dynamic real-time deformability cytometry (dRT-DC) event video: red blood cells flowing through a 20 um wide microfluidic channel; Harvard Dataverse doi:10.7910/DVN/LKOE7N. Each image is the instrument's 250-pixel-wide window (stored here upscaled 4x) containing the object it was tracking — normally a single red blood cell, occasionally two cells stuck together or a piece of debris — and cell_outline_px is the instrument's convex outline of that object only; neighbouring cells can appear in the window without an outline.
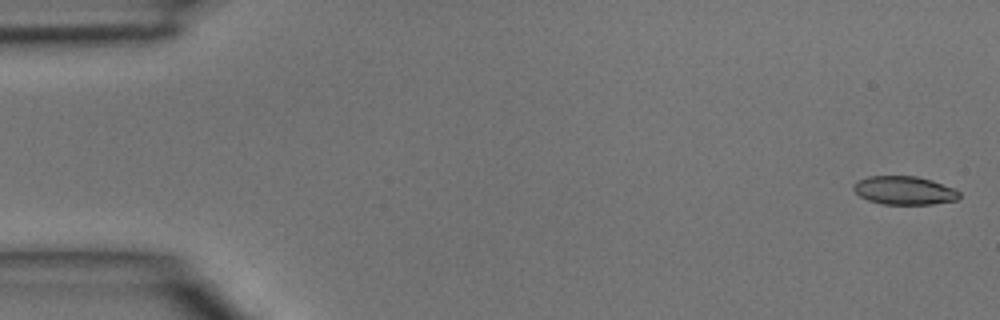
{"species": "common noctule bat (a hibernating species)", "species_latin": "Nyctalus noctula", "temperature_condition": "room temperature", "stored_images_in_passage": 43, "camera_frame_rate_fps": 3000, "um_per_image_px": 0.085, "animal": {"sex": "male", "body_mass_g": 15.6}, "frame": {"image": 1, "passage_image": 1, "time_ms": 0.0, "image_size_px": [1000, 320], "cell_outline_px": [[960, 196], [956, 200], [932, 204], [884, 204], [868, 200], [860, 196], [852, 188], [852, 184], [856, 180], [868, 176], [916, 176], [932, 180], [956, 188], [960, 192]], "centroid_in_image_um": [76.86, 16.17], "position_along_channel_um": 8.1, "area_um2": 17.69}}
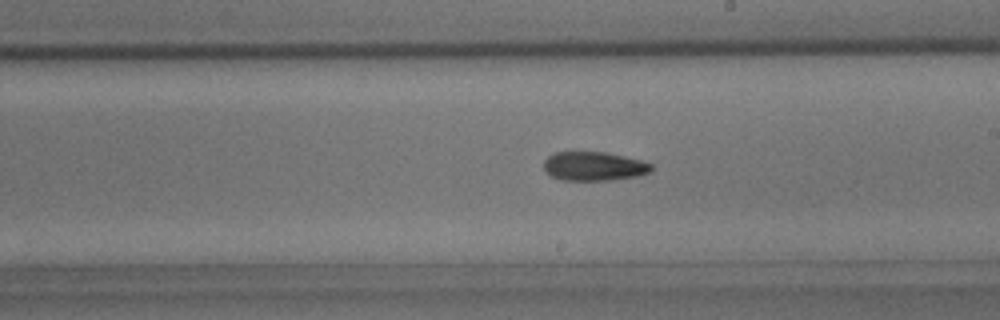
{"frame": {"image": 2, "passage_image": 25, "time_ms": 8.0, "image_size_px": [1000, 320], "cell_outline_px": [[652, 168], [648, 172], [640, 176], [612, 180], [560, 180], [552, 176], [544, 168], [544, 160], [548, 156], [556, 152], [604, 152], [624, 156], [640, 160], [652, 164]], "centroid_in_image_um": [50.49, 14.13], "position_along_channel_um": 238.5, "area_um2": 18.09}}
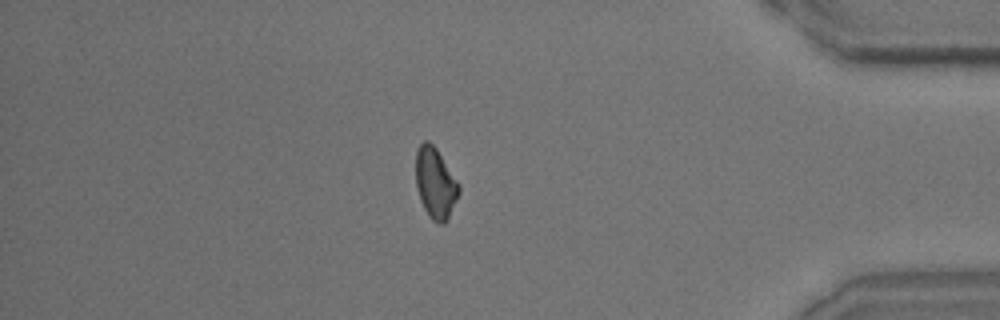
{"frame": {"image": 3, "passage_image": 38, "time_ms": 12.333, "image_size_px": [1000, 320], "cell_outline_px": [[460, 192], [444, 224], [440, 224], [432, 220], [428, 216], [420, 200], [416, 188], [416, 152], [420, 144], [424, 140], [428, 140], [436, 148], [460, 184]], "centroid_in_image_um": [37.0, 15.56], "position_along_channel_um": 398.2, "area_um2": 17.74}}